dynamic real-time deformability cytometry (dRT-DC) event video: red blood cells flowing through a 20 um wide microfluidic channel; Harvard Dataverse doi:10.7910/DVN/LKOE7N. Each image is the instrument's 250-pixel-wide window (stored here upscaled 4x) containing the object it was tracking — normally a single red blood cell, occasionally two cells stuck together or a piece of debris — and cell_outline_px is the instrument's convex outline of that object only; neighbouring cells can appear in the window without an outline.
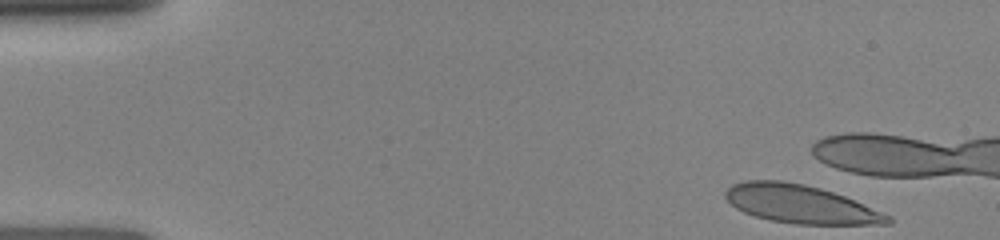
{"species": "human", "species_latin": "Homo sapiens", "temperature_condition": "room temperature", "stored_images_in_passage": 2, "camera_frame_rate_fps": 3000, "um_per_image_px": 0.085, "donor": {"sex": "female"}, "frame": {"image": 1, "passage_image": 1, "time_ms": 0.0, "image_size_px": [1000, 240], "cell_outline_px": [[892, 224], [796, 224], [772, 220], [756, 216], [744, 212], [736, 208], [724, 196], [724, 192], [732, 184], [748, 180], [784, 180], [804, 184], [820, 188], [844, 196], [892, 216]], "centroid_in_image_um": [68.04, 17.34], "position_along_channel_um": 17.0, "area_um2": 36.01}}